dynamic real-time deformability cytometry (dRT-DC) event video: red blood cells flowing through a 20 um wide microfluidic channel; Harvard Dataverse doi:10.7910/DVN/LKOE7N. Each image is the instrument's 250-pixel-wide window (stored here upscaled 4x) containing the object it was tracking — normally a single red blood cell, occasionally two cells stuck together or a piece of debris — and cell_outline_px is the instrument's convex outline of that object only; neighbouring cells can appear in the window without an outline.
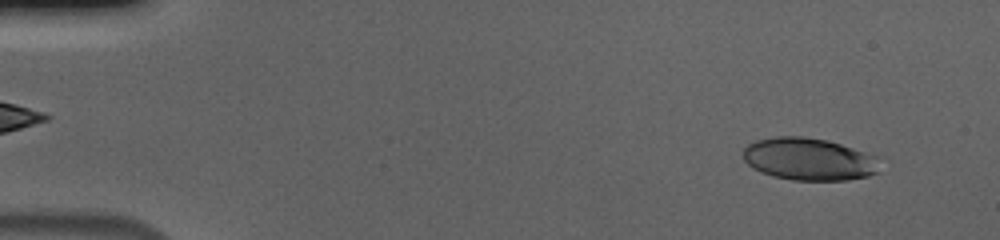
{"species": "human", "species_latin": "Homo sapiens", "temperature_condition": "cold", "stored_images_in_passage": 55, "camera_frame_rate_fps": 3000, "um_per_image_px": 0.085, "donor": {"sex": "male"}, "frame": {"image": 1, "passage_image": 4, "time_ms": 1.0, "image_size_px": [1000, 240], "cell_outline_px": [[876, 172], [868, 176], [848, 180], [792, 180], [772, 176], [752, 168], [744, 160], [744, 148], [748, 144], [756, 140], [776, 136], [804, 136], [828, 140], [876, 156]], "centroid_in_image_um": [68.7, 13.52], "position_along_channel_um": 16.3, "area_um2": 33.52}}
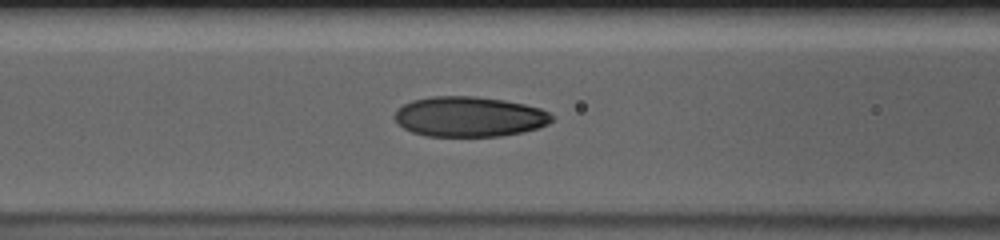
{"frame": {"image": 2, "passage_image": 23, "time_ms": 7.333, "image_size_px": [1000, 240], "cell_outline_px": [[556, 116], [548, 124], [540, 128], [524, 132], [500, 136], [428, 136], [412, 132], [404, 128], [396, 120], [396, 108], [412, 100], [432, 96], [476, 96], [504, 100], [524, 104], [540, 108]], "centroid_in_image_um": [39.93, 9.91], "position_along_channel_um": 126.7, "area_um2": 36.93}}
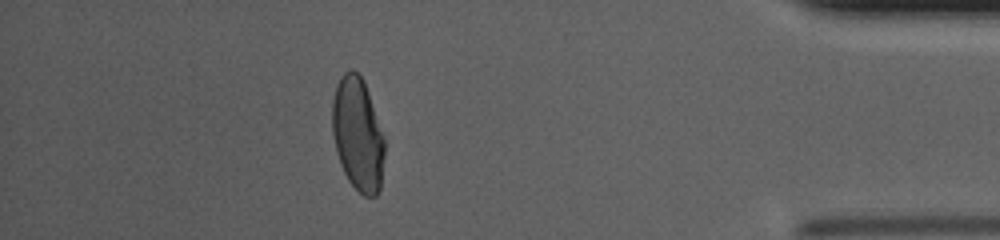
{"frame": {"image": 3, "passage_image": 49, "time_ms": 16.0, "image_size_px": [1000, 240], "cell_outline_px": [[384, 156], [380, 188], [376, 196], [364, 196], [348, 180], [340, 164], [336, 152], [332, 132], [332, 100], [336, 84], [340, 76], [348, 68], [352, 68], [364, 80], [384, 140]], "centroid_in_image_um": [30.38, 11.38], "position_along_channel_um": 404.8, "area_um2": 34.45}, "authors_computed_cell_mechanics": {"area_um2": 35.3736, "velocity_mm_per_s": 3.6914, "shape_relaxation_time_tau1_ms": 4.8054, "shape_relaxation_time_tau2_ms": 1.2064, "deformation_change_tau1": 0.191, "deformation_change_tau2": 0.0579}}